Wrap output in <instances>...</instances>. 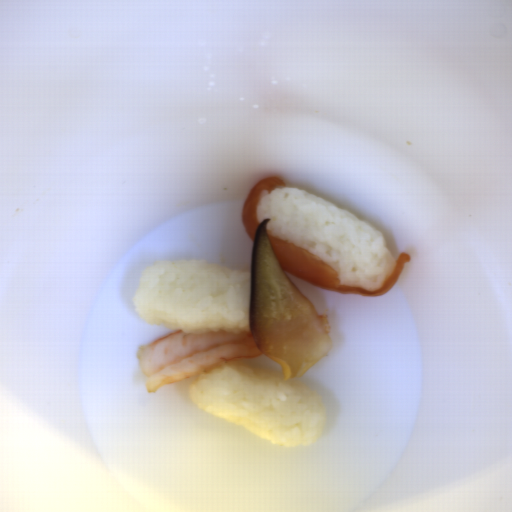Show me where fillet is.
Returning <instances> with one entry per match:
<instances>
[{"instance_id": "25842a12", "label": "fillet", "mask_w": 512, "mask_h": 512, "mask_svg": "<svg viewBox=\"0 0 512 512\" xmlns=\"http://www.w3.org/2000/svg\"><path fill=\"white\" fill-rule=\"evenodd\" d=\"M286 186L284 178L268 176L256 183L241 208V221L252 241L248 321L249 334L261 353L279 364L285 380L300 377L327 358L332 344L329 317L320 315L287 275L341 295L378 297L403 275L411 255L400 254L378 290L342 283L339 272L309 251L268 231L271 218L258 223L261 195Z\"/></svg>"}]
</instances>
